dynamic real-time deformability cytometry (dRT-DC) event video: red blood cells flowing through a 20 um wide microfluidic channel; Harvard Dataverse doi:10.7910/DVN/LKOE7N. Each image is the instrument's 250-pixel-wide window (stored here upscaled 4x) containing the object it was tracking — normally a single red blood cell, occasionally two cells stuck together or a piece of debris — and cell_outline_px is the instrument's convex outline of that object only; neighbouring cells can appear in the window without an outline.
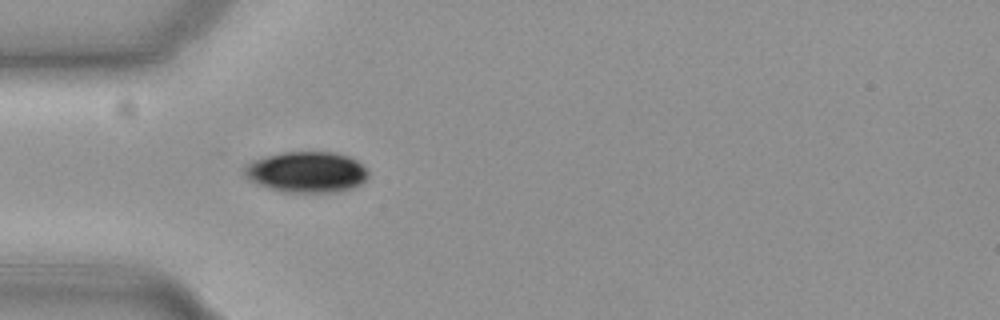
{"species": "common noctule bat (a hibernating species)", "species_latin": "Nyctalus noctula", "temperature_condition": "cold", "stored_images_in_passage": 13, "camera_frame_rate_fps": 3000, "um_per_image_px": 0.085, "animal": {"sex": "female", "body_mass_g": 19.3, "forearm_length_mm": 54.1}, "frame": {"image": 1, "passage_image": 3, "time_ms": 0.667, "image_size_px": [1000, 320], "cell_outline_px": [[368, 176], [360, 184], [352, 188], [336, 192], [284, 192], [268, 188], [244, 176], [240, 168], [244, 164], [252, 160], [284, 152], [332, 152], [348, 156], [356, 160], [368, 172]], "centroid_in_image_um": [26.01, 14.62], "position_along_channel_um": 59.0, "area_um2": 29.48}}
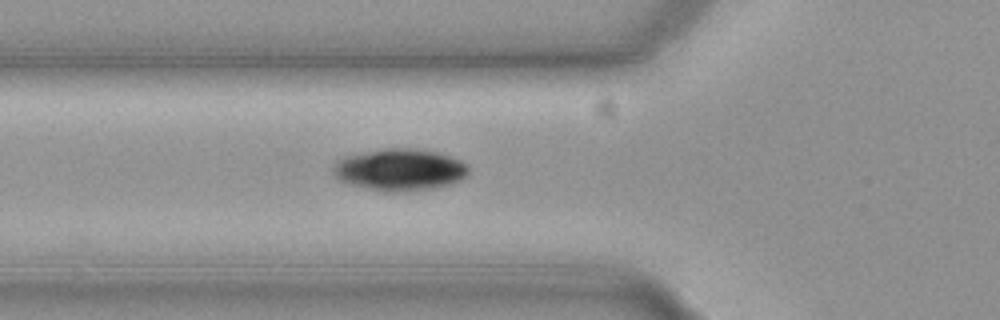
{"frame": {"image": 2, "passage_image": 6, "time_ms": 1.667, "image_size_px": [1000, 320], "cell_outline_px": [[468, 172], [460, 180], [448, 184], [432, 188], [404, 192], [380, 192], [348, 184], [340, 180], [332, 172], [332, 164], [336, 160], [344, 156], [384, 148], [416, 148], [436, 152], [460, 160], [468, 168]], "centroid_in_image_um": [33.9, 14.43], "position_along_channel_um": 91.9, "area_um2": 33.18}}